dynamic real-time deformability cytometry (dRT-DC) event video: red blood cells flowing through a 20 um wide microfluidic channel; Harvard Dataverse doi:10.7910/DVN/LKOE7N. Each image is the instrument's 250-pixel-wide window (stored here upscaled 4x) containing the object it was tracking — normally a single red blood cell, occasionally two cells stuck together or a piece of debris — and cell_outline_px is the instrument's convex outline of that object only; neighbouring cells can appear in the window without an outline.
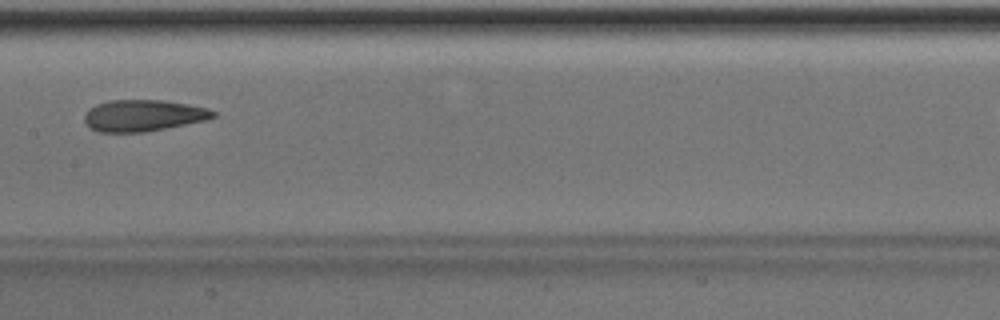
{"species": "Egyptian fruit bat (a non-hibernating species)", "species_latin": "Rousettus aegyptiacus", "temperature_condition": "room temperature", "stored_images_in_passage": 4, "camera_frame_rate_fps": 3000, "um_per_image_px": 0.085, "animal": {"sex": "male"}, "frame": {"image": 1, "passage_image": 4, "time_ms": 3.333, "image_size_px": [1000, 320], "cell_outline_px": [[216, 116], [208, 120], [144, 132], [100, 132], [92, 128], [84, 120], [84, 116], [96, 104], [108, 100], [164, 100], [188, 104], [208, 108], [216, 112]], "centroid_in_image_um": [12.23, 9.81], "position_along_channel_um": 195.2, "area_um2": 23.52}}